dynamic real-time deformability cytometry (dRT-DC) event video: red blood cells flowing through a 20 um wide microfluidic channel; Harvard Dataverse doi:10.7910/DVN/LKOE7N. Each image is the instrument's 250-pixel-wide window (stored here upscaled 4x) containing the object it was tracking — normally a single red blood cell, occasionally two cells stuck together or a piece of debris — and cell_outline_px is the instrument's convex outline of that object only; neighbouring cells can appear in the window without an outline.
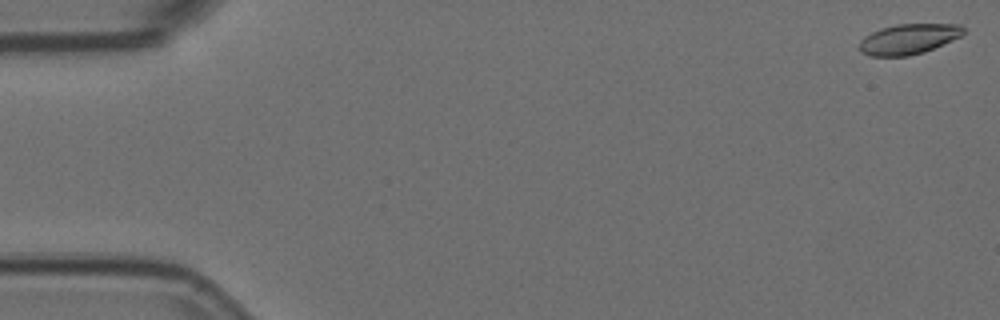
{"species": "Egyptian fruit bat (a non-hibernating species)", "species_latin": "Rousettus aegyptiacus", "temperature_condition": "room temperature", "stored_images_in_passage": 3, "camera_frame_rate_fps": 3000, "um_per_image_px": 0.085, "animal": {"sex": "female"}, "frame": {"image": 1, "passage_image": 1, "time_ms": 0.0, "image_size_px": [1000, 320], "cell_outline_px": [[964, 32], [960, 36], [952, 40], [924, 52], [908, 56], [872, 56], [860, 52], [860, 40], [864, 36], [880, 28], [896, 24], [960, 24], [964, 28]], "centroid_in_image_um": [77.21, 3.31], "position_along_channel_um": 7.8, "area_um2": 18.32}}